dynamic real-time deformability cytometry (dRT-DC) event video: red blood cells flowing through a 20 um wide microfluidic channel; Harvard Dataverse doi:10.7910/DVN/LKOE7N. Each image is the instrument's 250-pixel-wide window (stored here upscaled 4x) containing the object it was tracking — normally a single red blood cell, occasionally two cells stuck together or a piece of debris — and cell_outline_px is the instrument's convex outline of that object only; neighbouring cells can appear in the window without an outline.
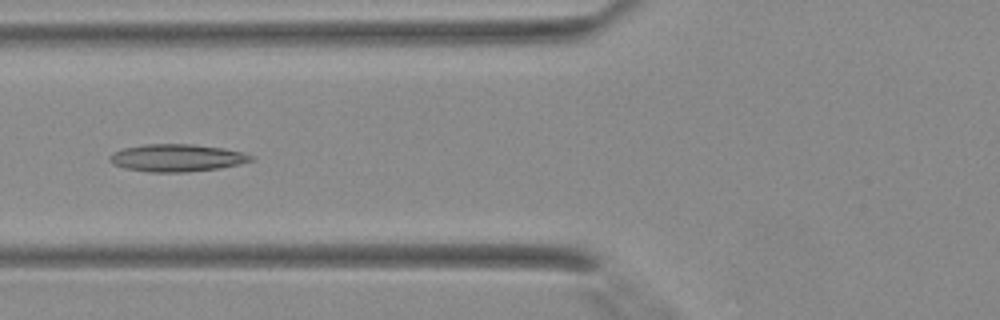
{"species": "Egyptian fruit bat (a non-hibernating species)", "species_latin": "Rousettus aegyptiacus", "temperature_condition": "warm", "stored_images_in_passage": 34, "camera_frame_rate_fps": 3000, "um_per_image_px": 0.085, "animal": {"sex": "female"}, "frame": {"image": 1, "passage_image": 9, "time_ms": 2.667, "image_size_px": [1000, 320], "cell_outline_px": [[252, 160], [240, 164], [220, 168], [184, 172], [148, 172], [124, 168], [112, 164], [108, 160], [108, 156], [124, 148], [144, 144], [192, 144], [224, 148], [244, 152], [252, 156]], "centroid_in_image_um": [15.02, 13.42], "position_along_channel_um": 110.8, "area_um2": 22.6}}
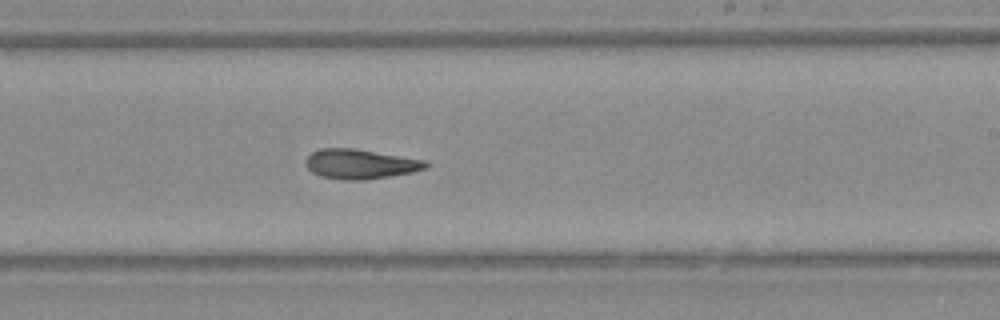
{"frame": {"image": 2, "passage_image": 18, "time_ms": 5.667, "image_size_px": [1000, 320], "cell_outline_px": [[428, 164], [424, 168], [412, 172], [364, 180], [344, 180], [320, 176], [312, 172], [304, 164], [304, 160], [312, 152], [320, 148], [352, 148], [424, 160]], "centroid_in_image_um": [30.54, 13.94], "position_along_channel_um": 258.5, "area_um2": 20.52}}
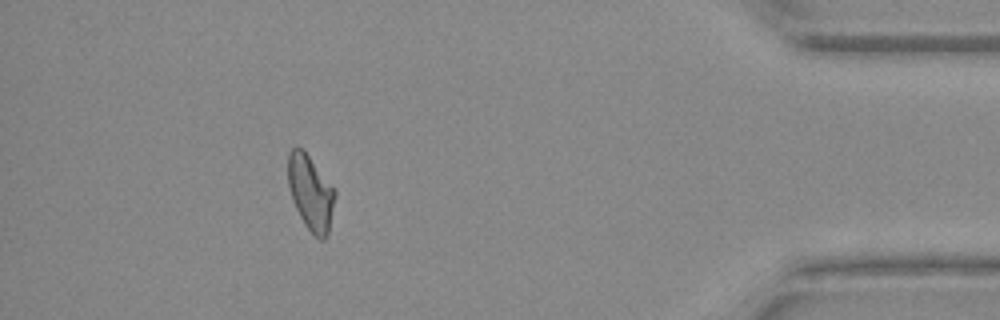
{"frame": {"image": 3, "passage_image": 30, "time_ms": 9.667, "image_size_px": [1000, 320], "cell_outline_px": [[336, 196], [328, 232], [324, 240], [320, 240], [304, 224], [292, 200], [288, 188], [288, 152], [292, 148], [300, 148], [308, 156], [336, 192]], "centroid_in_image_um": [26.38, 16.41], "position_along_channel_um": 408.8, "area_um2": 20.06}}